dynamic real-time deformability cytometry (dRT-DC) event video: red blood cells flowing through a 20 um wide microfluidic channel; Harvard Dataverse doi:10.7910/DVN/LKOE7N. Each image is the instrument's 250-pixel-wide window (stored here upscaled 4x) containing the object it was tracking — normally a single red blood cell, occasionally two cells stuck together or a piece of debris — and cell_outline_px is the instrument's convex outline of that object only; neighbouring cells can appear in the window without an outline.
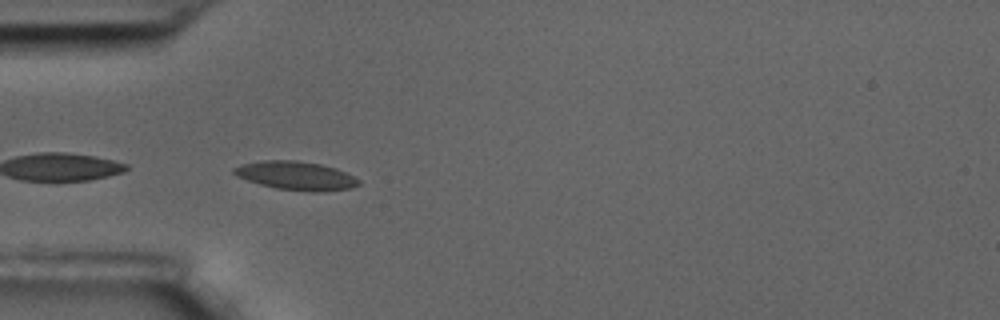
{"species": "common noctule bat (a hibernating species)", "species_latin": "Nyctalus noctula", "temperature_condition": "room temperature", "stored_images_in_passage": 35, "camera_frame_rate_fps": 3000, "um_per_image_px": 0.085, "animal": {"sex": "male", "body_mass_g": 17.5, "forearm_length_mm": 52.3}, "frame": {"image": 1, "passage_image": 1, "time_ms": 0.0, "image_size_px": [1000, 320], "cell_outline_px": [[360, 184], [352, 188], [312, 192], [276, 188], [260, 184], [236, 176], [232, 172], [232, 168], [240, 164], [264, 160], [296, 160], [320, 164], [336, 168], [360, 180]], "centroid_in_image_um": [25.13, 14.92], "position_along_channel_um": 59.9, "area_um2": 20.69}}
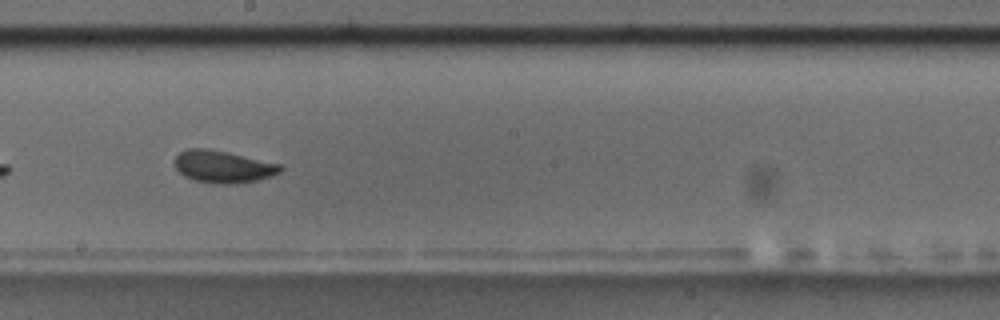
{"frame": {"image": 2, "passage_image": 16, "time_ms": 5.0, "image_size_px": [1000, 320], "cell_outline_px": [[284, 168], [280, 172], [272, 176], [256, 180], [236, 184], [212, 184], [196, 180], [184, 176], [176, 168], [172, 160], [180, 152], [188, 148], [204, 148], [228, 152], [280, 164]], "centroid_in_image_um": [18.94, 14.17], "position_along_channel_um": 229.3, "area_um2": 19.94}, "authors_computed_cell_mechanics": {"area_um2": 19.074, "velocity_mm_per_s": 3.4647, "shape_relaxation_time_tau1_ms": 4.7425, "shape_relaxation_time_tau2_ms": 2.4979, "deformation_change_tau1": 0.1004, "deformation_change_tau2": 0.0604}}